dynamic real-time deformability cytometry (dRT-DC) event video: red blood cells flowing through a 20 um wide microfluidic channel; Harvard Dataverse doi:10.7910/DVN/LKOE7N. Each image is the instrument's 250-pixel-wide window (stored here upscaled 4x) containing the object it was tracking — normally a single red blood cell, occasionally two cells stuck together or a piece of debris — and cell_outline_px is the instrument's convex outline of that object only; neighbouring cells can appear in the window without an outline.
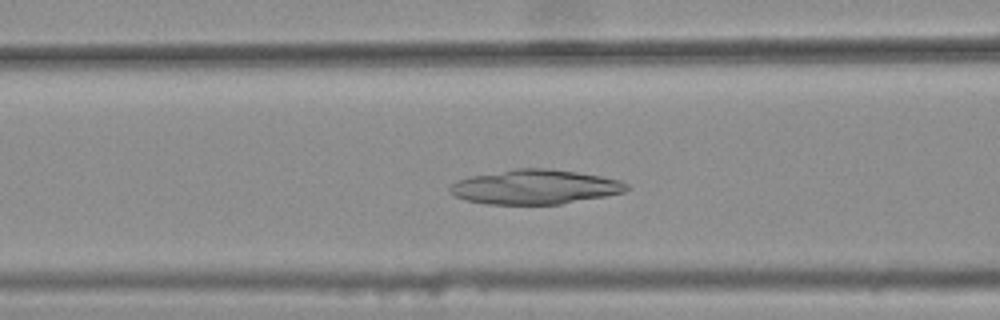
{"species": "common noctule bat (a hibernating species)", "species_latin": "Nyctalus noctula", "temperature_condition": "warm", "stored_images_in_passage": 30, "camera_frame_rate_fps": 3000, "um_per_image_px": 0.085, "animal": {"sex": "female", "body_mass_g": 25.1}, "frame": {"image": 1, "passage_image": 7, "time_ms": 2.0, "image_size_px": [1000, 320], "cell_outline_px": [[628, 188], [624, 192], [604, 196], [560, 204], [484, 204], [468, 200], [456, 196], [448, 192], [448, 188], [456, 180], [468, 176], [516, 168], [548, 168], [576, 172], [600, 176], [620, 180], [628, 184]], "centroid_in_image_um": [45.43, 15.88], "position_along_channel_um": 121.2, "area_um2": 35.49}}
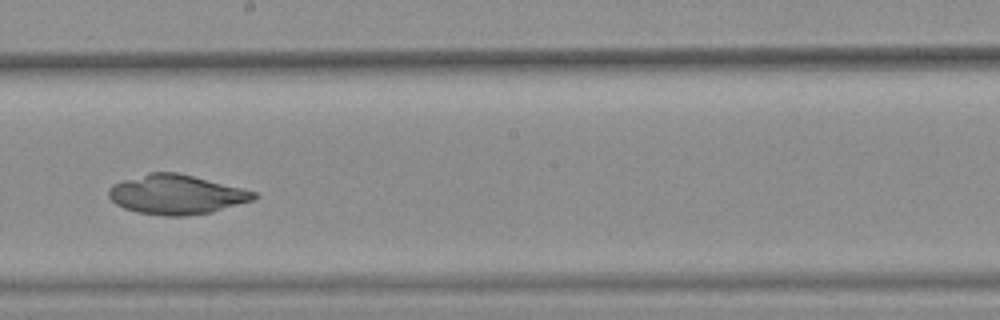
{"frame": {"image": 2, "passage_image": 16, "time_ms": 5.0, "image_size_px": [1000, 320], "cell_outline_px": [[260, 196], [252, 200], [212, 212], [184, 216], [164, 216], [136, 212], [124, 208], [116, 204], [108, 196], [108, 188], [112, 184], [148, 172], [176, 172], [256, 192]], "centroid_in_image_um": [14.95, 16.54], "position_along_channel_um": 233.3, "area_um2": 33.18}}
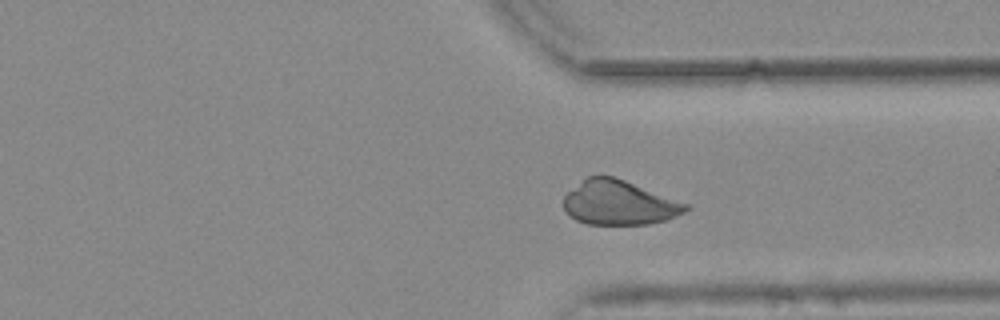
{"frame": {"image": 3, "passage_image": 26, "time_ms": 8.333, "image_size_px": [1000, 320], "cell_outline_px": [[692, 208], [668, 220], [648, 224], [588, 224], [576, 220], [564, 208], [564, 196], [568, 192], [588, 176], [612, 176], [624, 180], [688, 204]], "centroid_in_image_um": [52.65, 17.25], "position_along_channel_um": 358.8, "area_um2": 31.21}}